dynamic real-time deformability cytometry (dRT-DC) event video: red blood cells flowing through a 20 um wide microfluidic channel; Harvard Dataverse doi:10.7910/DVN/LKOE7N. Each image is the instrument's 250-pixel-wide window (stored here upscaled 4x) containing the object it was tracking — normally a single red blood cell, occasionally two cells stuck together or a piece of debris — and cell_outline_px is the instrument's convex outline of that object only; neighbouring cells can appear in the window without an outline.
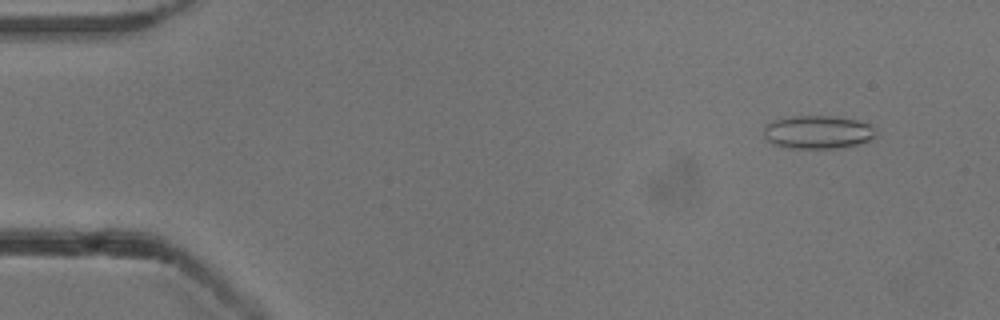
{"species": "common noctule bat (a hibernating species)", "species_latin": "Nyctalus noctula", "temperature_condition": "cold", "stored_images_in_passage": 53, "camera_frame_rate_fps": 3000, "um_per_image_px": 0.085, "animal": {"sex": "male", "body_mass_g": 13.3}, "frame": {"image": 1, "passage_image": 5, "time_ms": 1.333, "image_size_px": [1000, 320], "cell_outline_px": [[876, 136], [872, 140], [840, 148], [788, 148], [772, 144], [764, 140], [764, 128], [768, 124], [776, 120], [792, 116], [832, 116], [856, 120], [868, 124], [876, 128]], "centroid_in_image_um": [69.52, 11.24], "position_along_channel_um": 15.5, "area_um2": 21.79}}
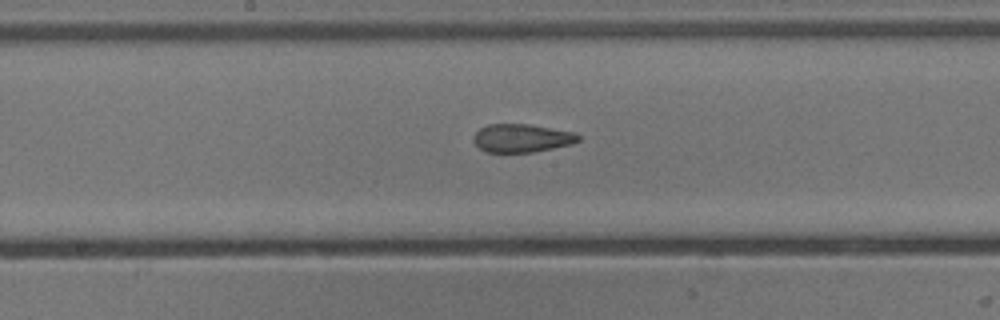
{"frame": {"image": 2, "passage_image": 28, "time_ms": 9.0, "image_size_px": [1000, 320], "cell_outline_px": [[580, 140], [572, 144], [532, 152], [484, 152], [472, 140], [472, 136], [480, 128], [488, 124], [528, 124], [576, 132], [580, 136]], "centroid_in_image_um": [44.34, 11.73], "position_along_channel_um": 203.9, "area_um2": 17.34}}
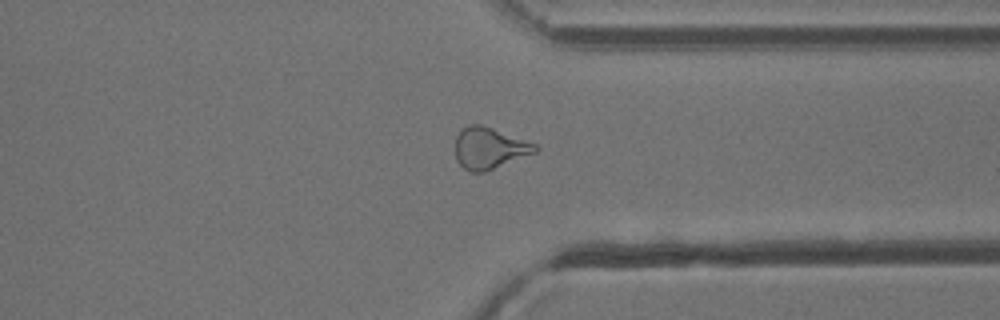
{"frame": {"image": 3, "passage_image": 41, "time_ms": 13.333, "image_size_px": [1000, 320], "cell_outline_px": [[540, 148], [536, 152], [484, 172], [472, 172], [464, 168], [456, 160], [456, 136], [468, 124], [480, 124], [492, 128], [536, 144]], "centroid_in_image_um": [41.59, 12.59], "position_along_channel_um": 369.8, "area_um2": 19.02}, "authors_computed_cell_mechanics": {"area_um2": 19.7676, "velocity_mm_per_s": 3.8704, "shape_relaxation_time_tau1_ms": null, "shape_relaxation_time_tau2_ms": 2.0654, "deformation_change_tau1": null, "deformation_change_tau2": 0.1035}}